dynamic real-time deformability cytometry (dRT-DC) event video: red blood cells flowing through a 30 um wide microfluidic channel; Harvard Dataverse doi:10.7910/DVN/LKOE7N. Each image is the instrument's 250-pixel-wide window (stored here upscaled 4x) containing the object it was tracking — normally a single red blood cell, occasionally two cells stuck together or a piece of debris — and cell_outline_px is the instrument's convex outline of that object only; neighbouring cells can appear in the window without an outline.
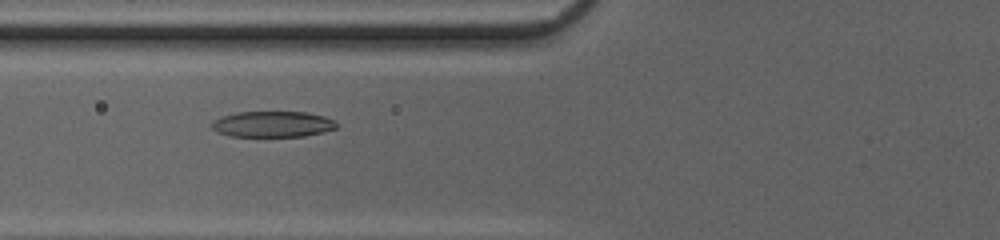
{"species": "common noctule bat (a hibernating species)", "species_latin": "Nyctalus noctula", "temperature_condition": "cold", "stored_images_in_passage": 43, "camera_frame_rate_fps": 3000, "um_per_image_px": 0.085, "animal": {"sex": "female", "body_mass_g": 20.0, "forearm_length_mm": 54.0}, "frame": {"image": 1, "passage_image": 14, "time_ms": 4.333, "image_size_px": [1000, 240], "cell_outline_px": [[336, 128], [324, 132], [304, 136], [228, 136], [216, 132], [212, 128], [212, 120], [236, 112], [304, 112], [324, 116], [332, 120], [336, 124]], "centroid_in_image_um": [23.14, 10.56], "position_along_channel_um": 102.7, "area_um2": 18.73}}
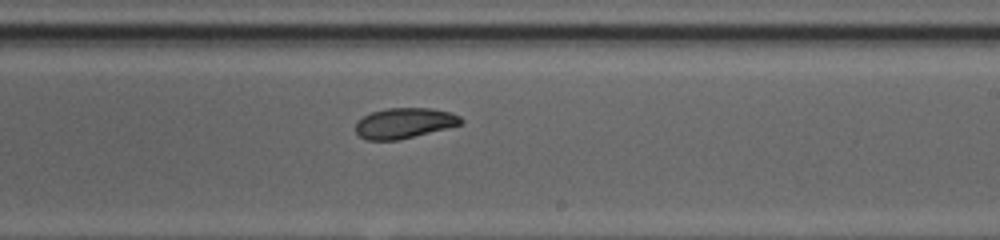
{"frame": {"image": 2, "passage_image": 25, "time_ms": 8.0, "image_size_px": [1000, 240], "cell_outline_px": [[464, 120], [460, 124], [400, 140], [368, 140], [360, 136], [356, 132], [356, 124], [364, 116], [372, 112], [388, 108], [432, 108], [448, 112], [460, 116]], "centroid_in_image_um": [34.36, 10.46], "position_along_channel_um": 254.6, "area_um2": 18.38}}
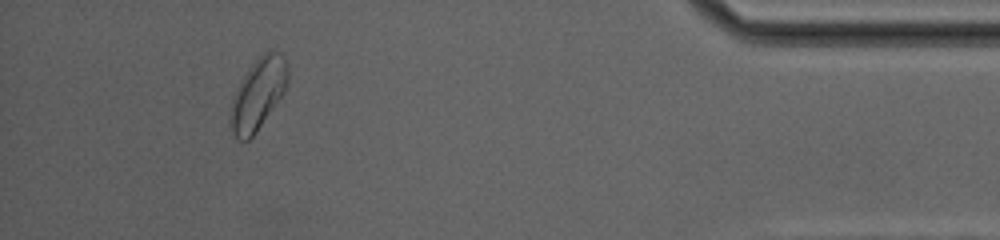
{"frame": {"image": 3, "passage_image": 40, "time_ms": 13.0, "image_size_px": [1000, 240], "cell_outline_px": [[288, 80], [284, 92], [256, 132], [248, 140], [240, 140], [232, 132], [228, 124], [232, 100], [236, 88], [240, 80], [248, 68], [268, 48], [272, 48], [280, 52], [284, 56], [288, 64]], "centroid_in_image_um": [21.93, 7.94], "position_along_channel_um": 413.3, "area_um2": 24.04}, "authors_computed_cell_mechanics": {"area_um2": 19.5942, "velocity_mm_per_s": 4.1476, "shape_relaxation_time_tau1_ms": 2.5866, "shape_relaxation_time_tau2_ms": 8.9147, "deformation_change_tau1": 0.1194, "deformation_change_tau2": 0.1369}}